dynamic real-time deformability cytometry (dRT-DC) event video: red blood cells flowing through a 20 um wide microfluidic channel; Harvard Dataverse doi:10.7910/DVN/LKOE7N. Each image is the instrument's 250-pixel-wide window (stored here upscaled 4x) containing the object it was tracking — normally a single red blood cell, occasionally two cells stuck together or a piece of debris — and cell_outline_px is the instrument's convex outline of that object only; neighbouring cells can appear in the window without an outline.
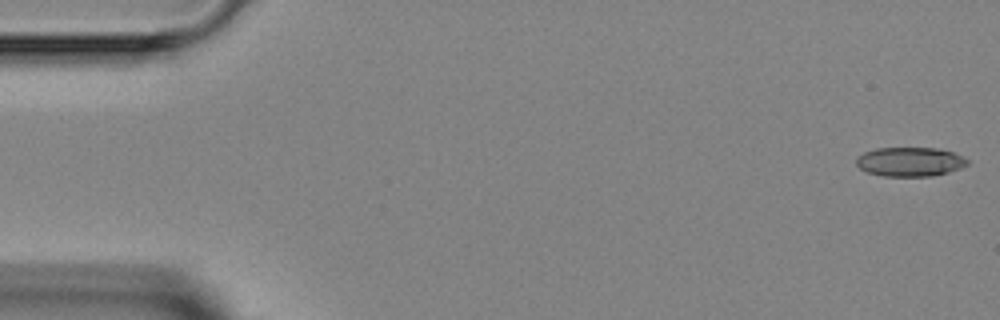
{"species": "Egyptian fruit bat (a non-hibernating species)", "species_latin": "Rousettus aegyptiacus", "temperature_condition": "room temperature", "stored_images_in_passage": 5, "segment_of_instrument_passage": [2, 2], "camera_frame_rate_fps": 3000, "um_per_image_px": 0.085, "animal": {"sex": "female"}, "frame": {"image": 1, "passage_image": 5, "time_ms": 5.333, "image_size_px": [1000, 320], "cell_outline_px": [[968, 164], [960, 168], [948, 172], [932, 176], [884, 176], [868, 172], [860, 168], [856, 164], [856, 156], [864, 152], [876, 148], [940, 148], [952, 152], [968, 160]], "centroid_in_image_um": [77.32, 13.74], "position_along_channel_um": 7.7, "area_um2": 18.84}}